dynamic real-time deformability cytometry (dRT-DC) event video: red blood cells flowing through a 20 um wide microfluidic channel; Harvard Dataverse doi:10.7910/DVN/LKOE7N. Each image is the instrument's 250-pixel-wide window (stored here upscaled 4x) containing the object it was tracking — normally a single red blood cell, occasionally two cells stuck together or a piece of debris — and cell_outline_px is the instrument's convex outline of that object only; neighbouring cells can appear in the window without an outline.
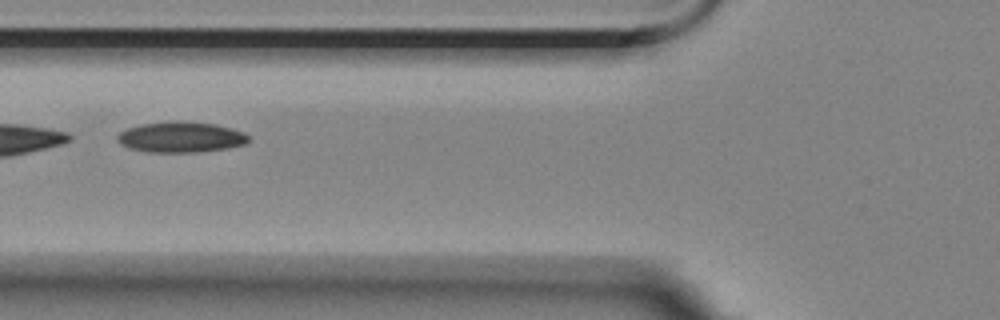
{"species": "Egyptian fruit bat (a non-hibernating species)", "species_latin": "Rousettus aegyptiacus", "temperature_condition": "room temperature", "stored_images_in_passage": 9, "camera_frame_rate_fps": 3000, "um_per_image_px": 0.085, "animal": {"sex": "female"}, "frame": {"image": 1, "passage_image": 6, "time_ms": 6.667, "image_size_px": [1000, 320], "cell_outline_px": [[252, 140], [244, 144], [228, 148], [196, 152], [144, 152], [128, 148], [120, 144], [116, 140], [116, 136], [120, 132], [128, 128], [140, 124], [176, 120], [216, 124], [232, 128], [244, 132]], "centroid_in_image_um": [15.36, 11.65], "position_along_channel_um": 110.4, "area_um2": 23.76}}
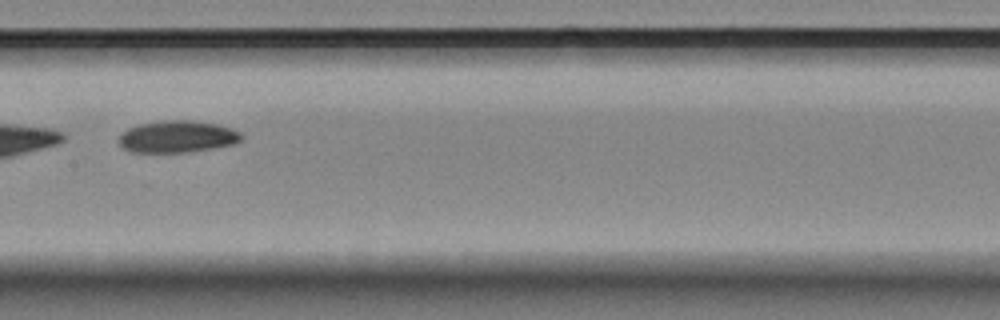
{"frame": {"image": 2, "passage_image": 8, "time_ms": 9.0, "image_size_px": [1000, 320], "cell_outline_px": [[244, 136], [236, 144], [188, 152], [132, 152], [124, 148], [120, 144], [120, 136], [128, 128], [136, 124], [164, 120], [192, 120], [216, 124], [232, 128], [240, 132]], "centroid_in_image_um": [15.11, 11.6], "position_along_channel_um": 192.3, "area_um2": 22.83}}
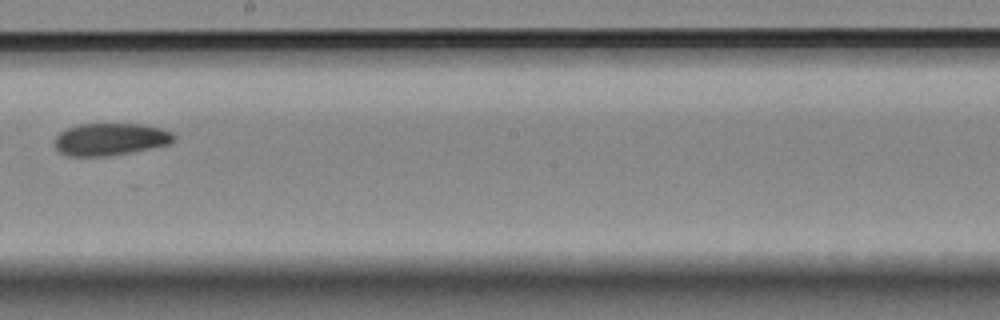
{"frame": {"image": 3, "passage_image": 9, "time_ms": 10.333, "image_size_px": [1000, 320], "cell_outline_px": [[176, 140], [172, 144], [152, 148], [108, 156], [68, 156], [60, 152], [56, 148], [56, 136], [60, 132], [68, 128], [80, 124], [140, 124], [160, 128], [172, 132], [176, 136]], "centroid_in_image_um": [9.43, 11.84], "position_along_channel_um": 238.8, "area_um2": 22.43}}